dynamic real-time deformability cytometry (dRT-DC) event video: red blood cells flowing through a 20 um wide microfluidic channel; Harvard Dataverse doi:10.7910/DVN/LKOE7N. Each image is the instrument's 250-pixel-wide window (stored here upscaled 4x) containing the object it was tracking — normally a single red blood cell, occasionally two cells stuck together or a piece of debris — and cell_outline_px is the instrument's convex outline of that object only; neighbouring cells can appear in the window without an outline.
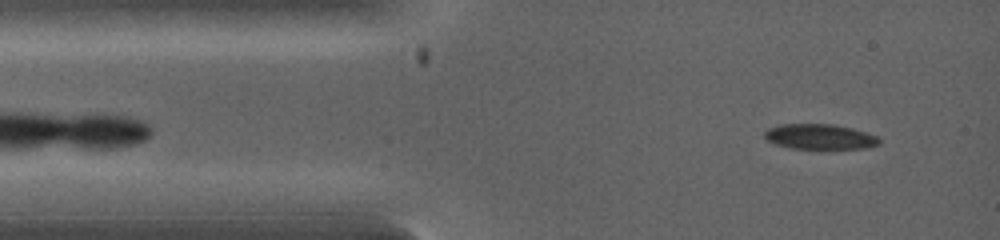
{"species": "common noctule bat (a hibernating species)", "species_latin": "Nyctalus noctula", "temperature_condition": "warm", "stored_images_in_passage": 12, "camera_frame_rate_fps": 5000, "um_per_image_px": 0.085, "animal": {"sex": "female", "body_mass_g": 19.0, "forearm_length_mm": 53.3}, "frame": {"image": 1, "passage_image": 3, "time_ms": 0.4, "image_size_px": [1000, 240], "cell_outline_px": [[880, 144], [868, 148], [788, 148], [776, 144], [768, 140], [764, 136], [764, 132], [768, 128], [780, 124], [832, 124], [852, 128], [876, 136], [880, 140]], "centroid_in_image_um": [69.66, 11.61], "position_along_channel_um": 15.3, "area_um2": 16.7}}
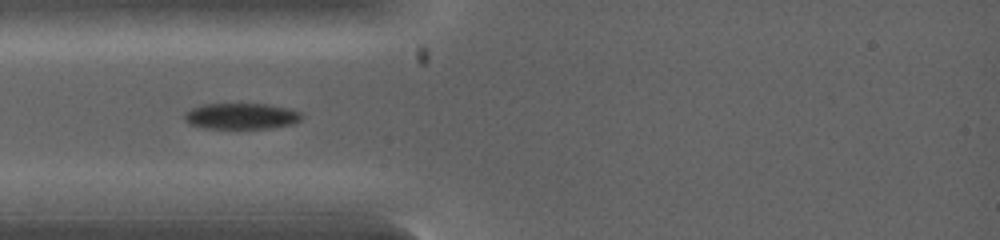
{"frame": {"image": 2, "passage_image": 9, "time_ms": 2.0, "image_size_px": [1000, 240], "cell_outline_px": [[304, 116], [300, 120], [292, 124], [268, 128], [204, 128], [192, 124], [184, 120], [184, 112], [192, 108], [204, 104], [268, 104], [288, 108], [300, 112]], "centroid_in_image_um": [20.51, 9.86], "position_along_channel_um": 64.5, "area_um2": 17.69}}
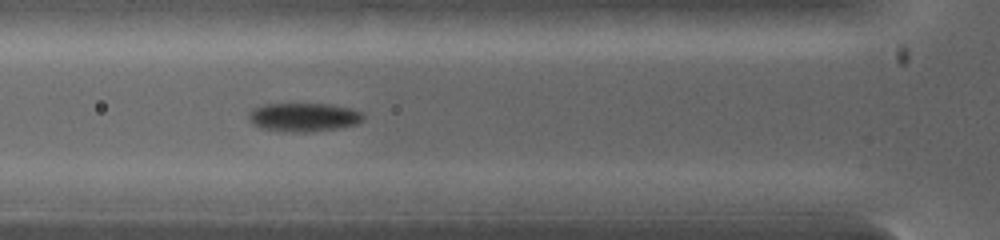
{"frame": {"image": 3, "passage_image": 12, "time_ms": 2.6, "image_size_px": [1000, 240], "cell_outline_px": [[364, 116], [356, 124], [336, 128], [304, 132], [296, 132], [260, 128], [248, 120], [248, 112], [252, 108], [260, 104], [332, 104], [348, 108], [360, 112]], "centroid_in_image_um": [25.73, 9.94], "position_along_channel_um": 100.1, "area_um2": 18.9}}